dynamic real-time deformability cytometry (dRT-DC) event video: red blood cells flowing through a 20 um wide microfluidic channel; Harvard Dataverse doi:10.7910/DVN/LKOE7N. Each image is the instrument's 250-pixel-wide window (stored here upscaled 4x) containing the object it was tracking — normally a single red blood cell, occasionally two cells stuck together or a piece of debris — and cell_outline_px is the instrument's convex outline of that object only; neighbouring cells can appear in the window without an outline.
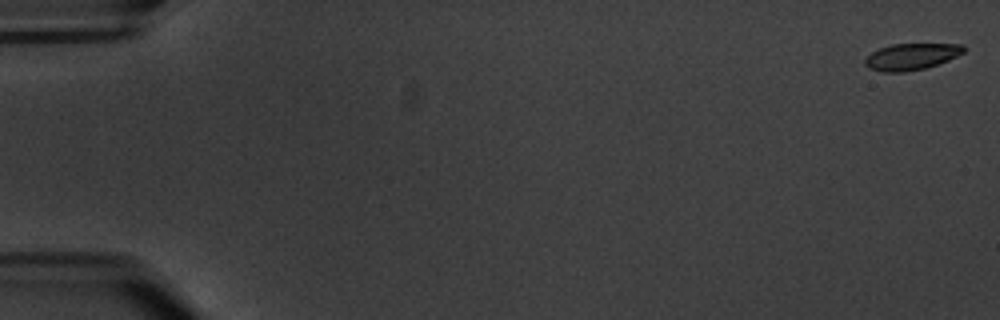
{"species": "common noctule bat (a hibernating species)", "species_latin": "Nyctalus noctula", "temperature_condition": "warm", "stored_images_in_passage": 6, "camera_frame_rate_fps": 3000, "um_per_image_px": 0.085, "animal": {"sex": "male", "body_mass_g": 20.1, "forearm_length_mm": 53.5}, "frame": {"image": 1, "passage_image": 1, "time_ms": 0.0, "image_size_px": [1000, 320], "cell_outline_px": [[964, 52], [948, 60], [924, 68], [904, 72], [880, 72], [868, 68], [864, 64], [864, 60], [872, 52], [880, 48], [892, 44], [964, 44]], "centroid_in_image_um": [77.43, 4.81], "position_along_channel_um": 7.6, "area_um2": 15.14}}
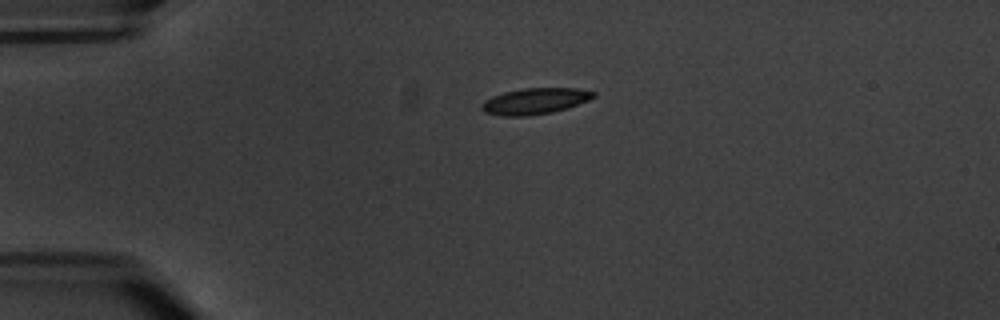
{"frame": {"image": 2, "passage_image": 5, "time_ms": 4.667, "image_size_px": [1000, 320], "cell_outline_px": [[596, 96], [588, 100], [552, 112], [528, 116], [500, 116], [484, 112], [480, 108], [480, 104], [484, 100], [492, 96], [504, 92], [524, 88], [576, 88], [596, 92]], "centroid_in_image_um": [45.41, 8.59], "position_along_channel_um": 39.6, "area_um2": 16.99}}